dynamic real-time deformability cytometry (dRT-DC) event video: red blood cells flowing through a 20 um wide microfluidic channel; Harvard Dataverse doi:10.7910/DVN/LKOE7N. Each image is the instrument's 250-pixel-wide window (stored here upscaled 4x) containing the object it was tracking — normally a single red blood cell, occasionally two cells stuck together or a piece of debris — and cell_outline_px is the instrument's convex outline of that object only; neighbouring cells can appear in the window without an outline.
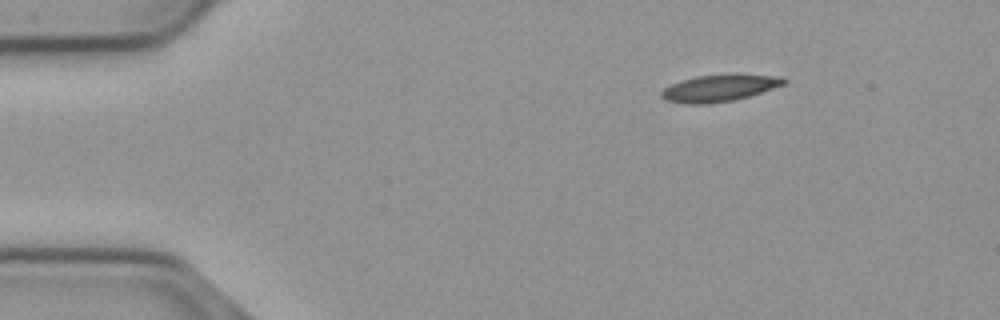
{"species": "common noctule bat (a hibernating species)", "species_latin": "Nyctalus noctula", "temperature_condition": "cold", "stored_images_in_passage": 49, "camera_frame_rate_fps": 3000, "um_per_image_px": 0.085, "animal": {"sex": "male", "body_mass_g": 23.1, "forearm_length_mm": 52.7}, "frame": {"image": 1, "passage_image": 1, "time_ms": 0.0, "image_size_px": [1000, 320], "cell_outline_px": [[788, 80], [784, 84], [748, 96], [732, 100], [708, 104], [688, 104], [664, 100], [660, 96], [660, 92], [664, 88], [672, 84], [696, 76], [784, 76]], "centroid_in_image_um": [61.08, 7.52], "position_along_channel_um": 23.9, "area_um2": 18.32}}
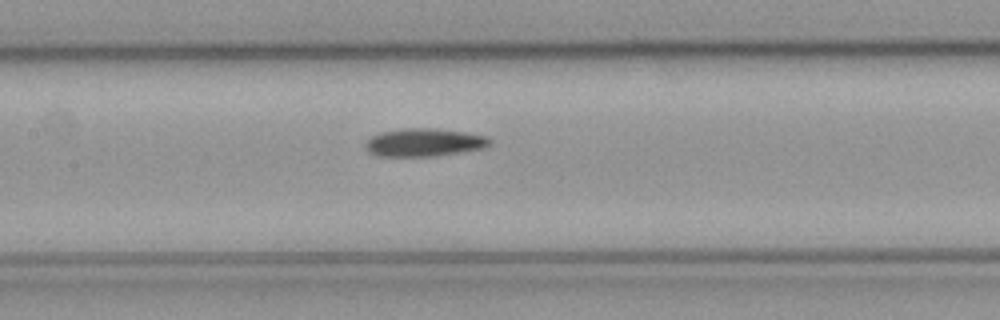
{"frame": {"image": 2, "passage_image": 19, "time_ms": 6.0, "image_size_px": [1000, 320], "cell_outline_px": [[492, 140], [484, 148], [432, 156], [376, 156], [368, 152], [368, 140], [372, 136], [380, 132], [404, 128], [436, 128], [464, 132], [488, 136]], "centroid_in_image_um": [36.06, 12.09], "position_along_channel_um": 171.3, "area_um2": 20.06}}
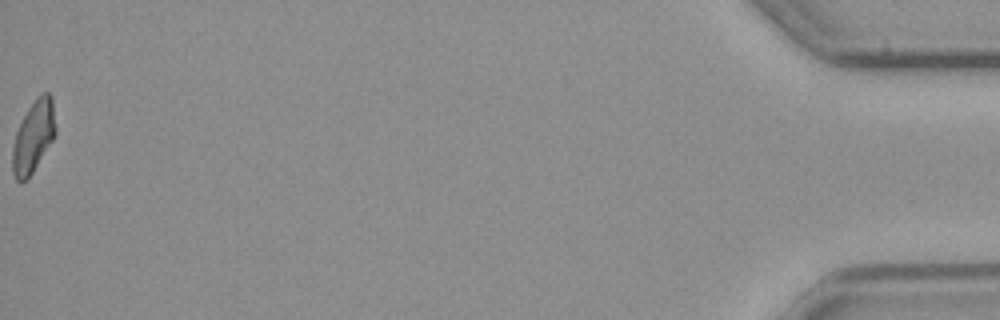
{"frame": {"image": 3, "passage_image": 49, "time_ms": 16.0, "image_size_px": [1000, 320], "cell_outline_px": [[56, 132], [52, 140], [28, 180], [20, 184], [16, 180], [12, 172], [12, 148], [16, 132], [28, 108], [36, 96], [44, 92], [48, 92], [52, 96], [56, 128]], "centroid_in_image_um": [2.83, 11.63], "position_along_channel_um": 432.4, "area_um2": 18.15}}